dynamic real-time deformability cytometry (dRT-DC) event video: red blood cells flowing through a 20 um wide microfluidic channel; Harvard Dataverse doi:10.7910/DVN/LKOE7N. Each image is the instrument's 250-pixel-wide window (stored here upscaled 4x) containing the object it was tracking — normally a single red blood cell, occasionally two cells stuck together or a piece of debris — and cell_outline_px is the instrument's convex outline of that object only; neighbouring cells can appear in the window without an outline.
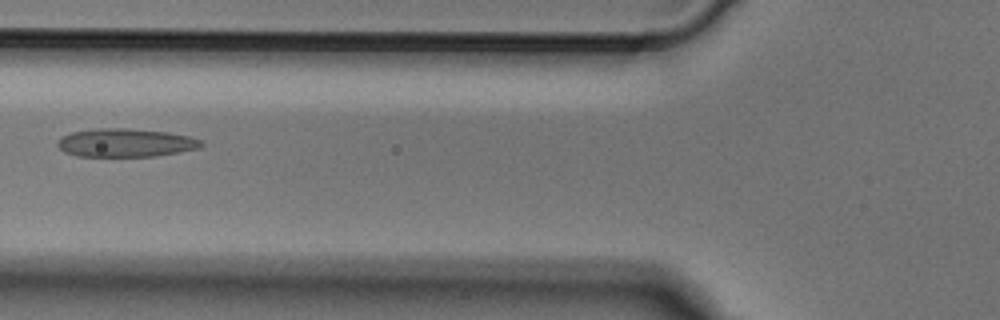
{"species": "Egyptian fruit bat (a non-hibernating species)", "species_latin": "Rousettus aegyptiacus", "temperature_condition": "cold", "stored_images_in_passage": 3, "camera_frame_rate_fps": 3000, "um_per_image_px": 0.085, "animal": {"sex": "male"}, "frame": {"image": 1, "passage_image": 3, "time_ms": 0.667, "image_size_px": [1000, 320], "cell_outline_px": [[204, 144], [200, 148], [156, 156], [76, 156], [64, 152], [56, 144], [64, 136], [72, 132], [96, 128], [128, 128], [168, 132], [188, 136], [200, 140]], "centroid_in_image_um": [10.68, 12.13], "position_along_channel_um": 115.1, "area_um2": 23.64}}